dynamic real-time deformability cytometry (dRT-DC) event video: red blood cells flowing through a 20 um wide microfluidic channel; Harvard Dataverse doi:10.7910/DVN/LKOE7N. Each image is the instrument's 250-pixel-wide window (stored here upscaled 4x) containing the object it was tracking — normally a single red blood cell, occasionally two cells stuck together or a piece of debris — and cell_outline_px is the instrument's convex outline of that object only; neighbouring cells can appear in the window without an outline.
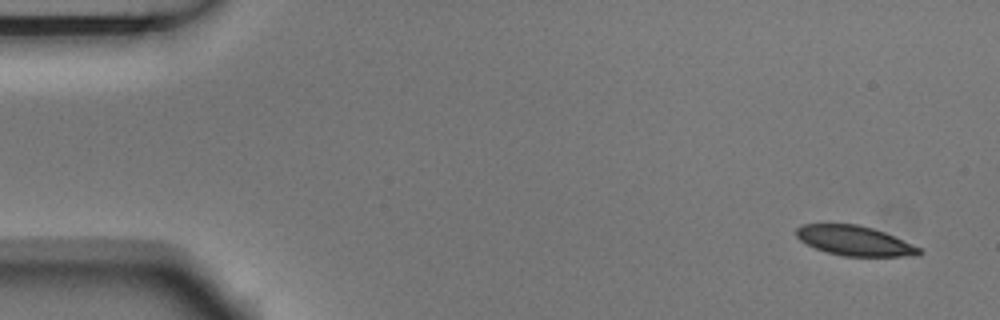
{"species": "Egyptian fruit bat (a non-hibernating species)", "species_latin": "Rousettus aegyptiacus", "temperature_condition": "room temperature", "stored_images_in_passage": 5, "camera_frame_rate_fps": 3000, "um_per_image_px": 0.085, "animal": {"sex": "male"}, "frame": {"image": 1, "passage_image": 1, "time_ms": 0.0, "image_size_px": [1000, 320], "cell_outline_px": [[924, 252], [920, 256], [844, 256], [828, 252], [816, 248], [800, 240], [796, 236], [796, 228], [800, 224], [860, 224], [884, 232], [912, 244], [920, 248]], "centroid_in_image_um": [72.66, 20.46], "position_along_channel_um": 12.3, "area_um2": 21.27}}
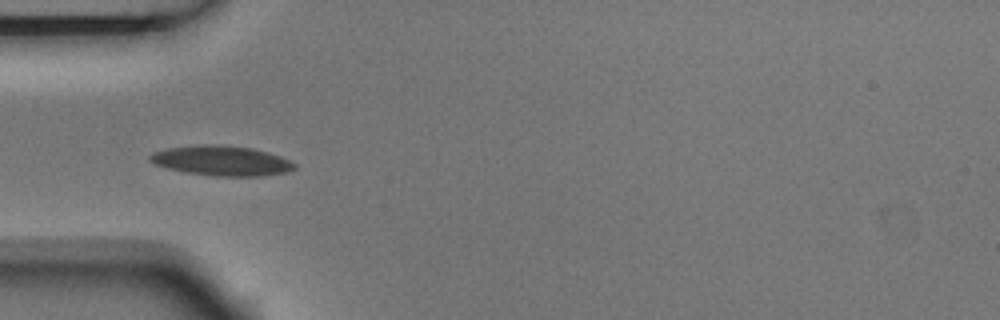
{"frame": {"image": 2, "passage_image": 5, "time_ms": 1.333, "image_size_px": [1000, 320], "cell_outline_px": [[296, 168], [288, 172], [264, 176], [216, 176], [184, 172], [168, 168], [156, 164], [148, 160], [148, 156], [152, 152], [168, 148], [204, 144], [216, 144], [252, 148], [268, 152], [280, 156], [296, 164]], "centroid_in_image_um": [18.84, 13.66], "position_along_channel_um": 66.2, "area_um2": 25.26}}